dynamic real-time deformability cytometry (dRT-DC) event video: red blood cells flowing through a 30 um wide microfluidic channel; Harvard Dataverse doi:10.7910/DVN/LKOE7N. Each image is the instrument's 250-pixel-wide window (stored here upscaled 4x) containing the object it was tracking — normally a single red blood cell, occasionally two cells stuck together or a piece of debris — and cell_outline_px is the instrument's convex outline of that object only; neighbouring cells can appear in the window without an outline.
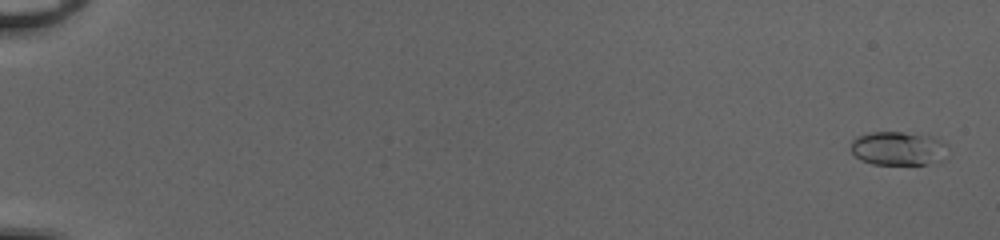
{"species": "common noctule bat (a hibernating species)", "species_latin": "Nyctalus noctula", "temperature_condition": "cold", "stored_images_in_passage": 53, "camera_frame_rate_fps": 3000, "um_per_image_px": 0.085, "animal": {"sex": "female", "body_mass_g": 20.0, "forearm_length_mm": 54.0}, "frame": {"image": 1, "passage_image": 2, "time_ms": 0.333, "image_size_px": [1000, 240], "cell_outline_px": [[948, 144], [928, 164], [872, 164], [860, 160], [852, 152], [852, 140], [856, 136], [872, 132], [900, 132], [932, 136]], "centroid_in_image_um": [76.2, 12.59], "position_along_channel_um": 8.8, "area_um2": 18.32}}
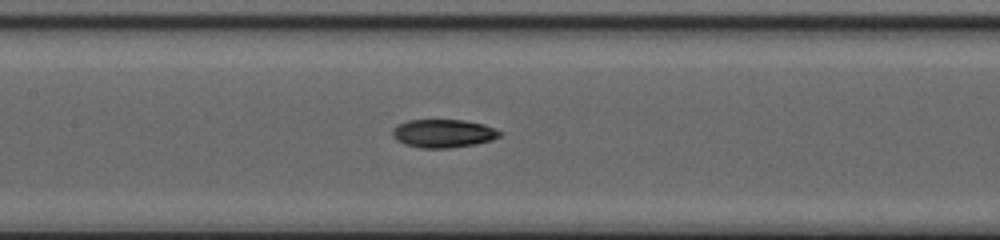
{"frame": {"image": 2, "passage_image": 28, "time_ms": 9.0, "image_size_px": [1000, 240], "cell_outline_px": [[504, 132], [500, 136], [492, 140], [476, 144], [448, 148], [420, 148], [404, 144], [396, 140], [392, 136], [392, 128], [396, 124], [408, 120], [464, 120], [484, 124]], "centroid_in_image_um": [37.67, 11.34], "position_along_channel_um": 169.7, "area_um2": 17.92}}
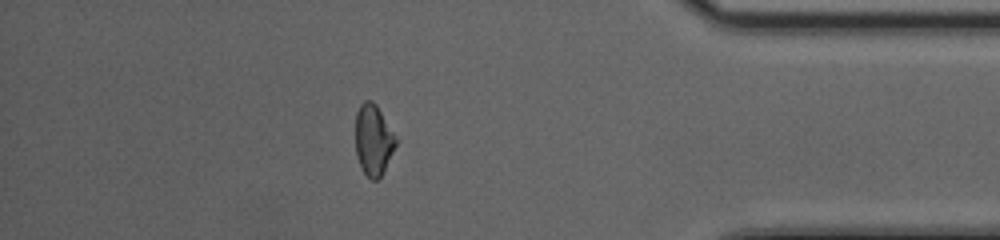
{"frame": {"image": 3, "passage_image": 47, "time_ms": 15.333, "image_size_px": [1000, 240], "cell_outline_px": [[396, 144], [380, 176], [376, 180], [372, 180], [364, 172], [356, 156], [356, 112], [360, 104], [364, 100], [372, 100], [376, 104], [392, 132], [396, 140]], "centroid_in_image_um": [31.7, 11.86], "position_along_channel_um": 403.5, "area_um2": 16.13}, "authors_computed_cell_mechanics": {"area_um2": 17.34, "velocity_mm_per_s": 4.134, "shape_relaxation_time_tau1_ms": 5.0936, "shape_relaxation_time_tau2_ms": 5.8955, "deformation_change_tau1": 0.1476, "deformation_change_tau2": 0.1354}}